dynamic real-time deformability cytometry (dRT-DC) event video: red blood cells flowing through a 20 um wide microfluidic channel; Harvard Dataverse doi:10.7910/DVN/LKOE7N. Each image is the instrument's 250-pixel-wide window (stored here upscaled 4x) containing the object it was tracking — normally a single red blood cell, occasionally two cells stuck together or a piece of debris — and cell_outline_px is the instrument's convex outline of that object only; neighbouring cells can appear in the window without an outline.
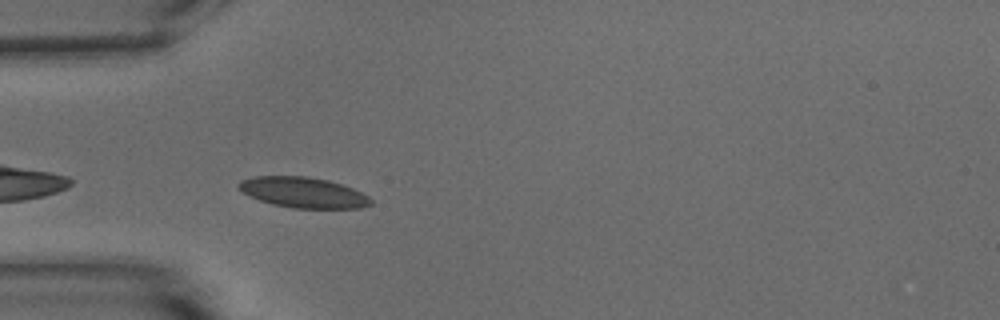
{"species": "common noctule bat (a hibernating species)", "species_latin": "Nyctalus noctula", "temperature_condition": "warm", "stored_images_in_passage": 41, "camera_frame_rate_fps": 3000, "um_per_image_px": 0.085, "animal": {"sex": "male", "body_mass_g": 15.6}, "frame": {"image": 1, "passage_image": 3, "time_ms": 0.667, "image_size_px": [1000, 320], "cell_outline_px": [[372, 204], [360, 208], [292, 208], [272, 204], [260, 200], [244, 192], [236, 184], [240, 180], [252, 176], [308, 176], [328, 180], [352, 188], [368, 196], [372, 200]], "centroid_in_image_um": [25.77, 16.35], "position_along_channel_um": 59.2, "area_um2": 23.41}}
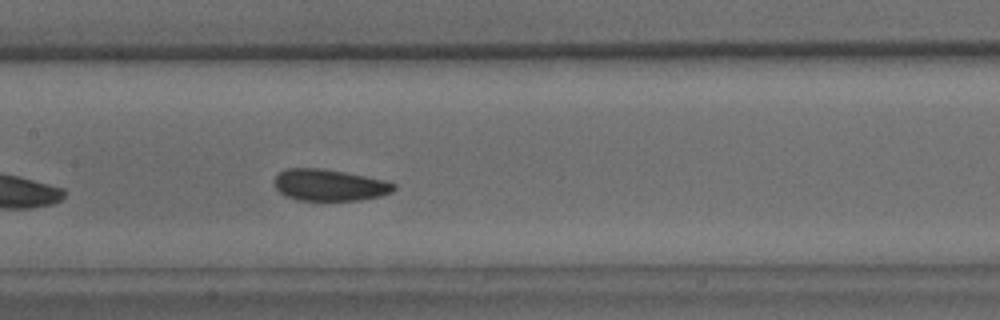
{"frame": {"image": 2, "passage_image": 13, "time_ms": 4.0, "image_size_px": [1000, 320], "cell_outline_px": [[396, 188], [392, 192], [380, 196], [360, 200], [296, 200], [284, 196], [276, 188], [276, 176], [280, 172], [288, 168], [320, 168], [344, 172], [384, 180], [396, 184]], "centroid_in_image_um": [28.01, 15.74], "position_along_channel_um": 179.4, "area_um2": 21.85}}
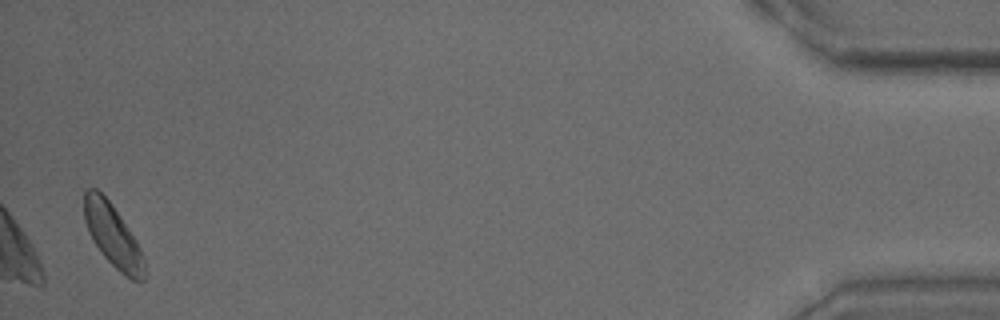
{"frame": {"image": 3, "passage_image": 40, "time_ms": 13.0, "image_size_px": [1000, 320], "cell_outline_px": [[144, 280], [132, 280], [120, 272], [104, 256], [92, 240], [88, 232], [84, 220], [84, 192], [88, 188], [96, 188], [112, 204], [136, 240], [144, 256]], "centroid_in_image_um": [9.57, 20.01], "position_along_channel_um": 425.6, "area_um2": 21.73}, "authors_computed_cell_mechanics": {"area_um2": 22.253, "velocity_mm_per_s": 3.6933, "shape_relaxation_time_tau1_ms": 3.099, "shape_relaxation_time_tau2_ms": 1.6904, "deformation_change_tau1": 0.0791, "deformation_change_tau2": 0.0632}}